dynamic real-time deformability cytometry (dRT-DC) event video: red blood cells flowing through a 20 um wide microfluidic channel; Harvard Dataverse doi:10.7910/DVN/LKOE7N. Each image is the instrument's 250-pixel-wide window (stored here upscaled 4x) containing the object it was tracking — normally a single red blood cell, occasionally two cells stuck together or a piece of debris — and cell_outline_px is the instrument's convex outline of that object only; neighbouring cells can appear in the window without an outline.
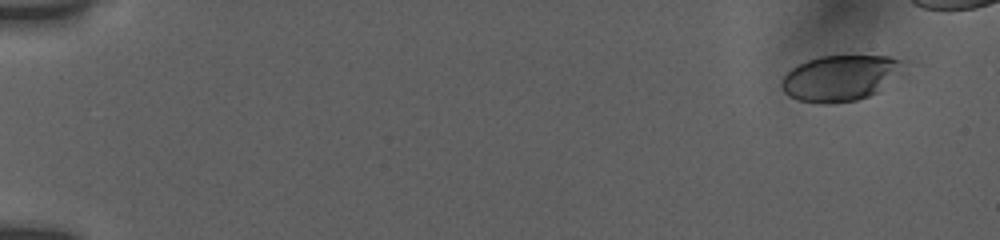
{"species": "human", "species_latin": "Homo sapiens", "temperature_condition": "room temperature", "stored_images_in_passage": 48, "camera_frame_rate_fps": 3000, "um_per_image_px": 0.085, "donor": {"sex": "female"}, "frame": {"image": 1, "passage_image": 2, "time_ms": 0.333, "image_size_px": [1000, 240], "cell_outline_px": [[900, 60], [876, 92], [868, 96], [856, 100], [824, 104], [800, 100], [788, 96], [780, 88], [780, 80], [792, 68], [808, 60], [820, 56], [888, 56]], "centroid_in_image_um": [71.17, 6.65], "position_along_channel_um": 13.8, "area_um2": 30.81}}
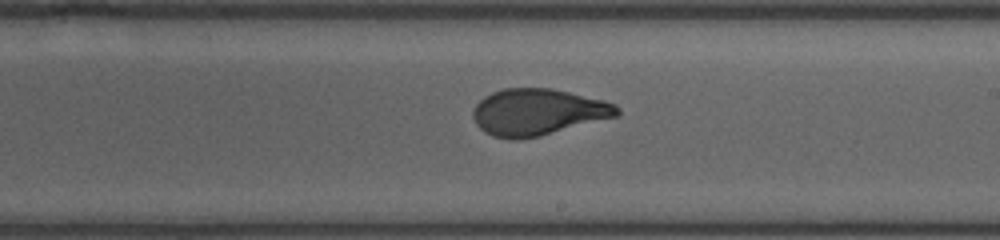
{"frame": {"image": 2, "passage_image": 29, "time_ms": 10.667, "image_size_px": [1000, 240], "cell_outline_px": [[620, 116], [540, 136], [516, 140], [512, 140], [492, 136], [484, 132], [476, 124], [472, 116], [472, 112], [476, 104], [484, 96], [492, 92], [504, 88], [552, 88], [604, 100], [616, 104], [620, 108]], "centroid_in_image_um": [45.73, 9.53], "position_along_channel_um": 243.3, "area_um2": 39.48}}
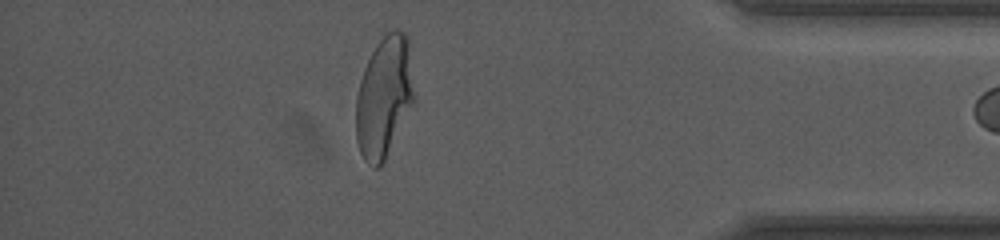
{"frame": {"image": 3, "passage_image": 46, "time_ms": 15.667, "image_size_px": [1000, 240], "cell_outline_px": [[416, 100], [380, 168], [372, 168], [364, 160], [360, 152], [356, 140], [356, 96], [360, 80], [364, 68], [376, 44], [388, 32], [396, 28], [404, 32], [408, 36]], "centroid_in_image_um": [32.67, 8.25], "position_along_channel_um": 402.5, "area_um2": 41.56}, "authors_computed_cell_mechanics": {"area_um2": 38.6104, "velocity_mm_per_s": 3.7696, "shape_relaxation_time_tau1_ms": 6.4057, "shape_relaxation_time_tau2_ms": null, "deformation_change_tau1": 0.2212, "deformation_change_tau2": null}}